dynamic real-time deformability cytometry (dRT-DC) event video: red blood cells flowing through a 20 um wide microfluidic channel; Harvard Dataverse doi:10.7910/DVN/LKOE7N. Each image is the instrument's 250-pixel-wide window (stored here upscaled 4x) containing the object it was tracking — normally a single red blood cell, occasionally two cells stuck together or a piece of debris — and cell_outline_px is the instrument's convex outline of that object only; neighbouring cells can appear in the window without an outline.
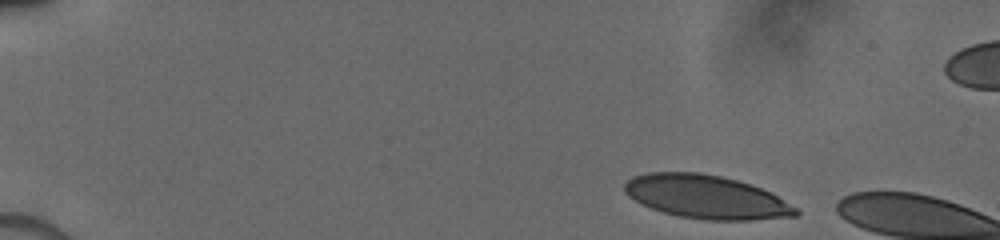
{"species": "human", "species_latin": "Homo sapiens", "temperature_condition": "cold", "stored_images_in_passage": 12, "camera_frame_rate_fps": 3000, "um_per_image_px": 0.085, "donor": {"sex": "male"}, "frame": {"image": 1, "passage_image": 1, "time_ms": 0.0, "image_size_px": [1000, 240], "cell_outline_px": [[800, 212], [796, 216], [752, 220], [704, 220], [676, 216], [640, 204], [628, 196], [624, 192], [624, 184], [632, 176], [648, 172], [700, 172], [720, 176], [736, 180], [760, 188], [776, 196], [796, 208]], "centroid_in_image_um": [59.97, 16.74], "position_along_channel_um": 25.0, "area_um2": 43.23}}